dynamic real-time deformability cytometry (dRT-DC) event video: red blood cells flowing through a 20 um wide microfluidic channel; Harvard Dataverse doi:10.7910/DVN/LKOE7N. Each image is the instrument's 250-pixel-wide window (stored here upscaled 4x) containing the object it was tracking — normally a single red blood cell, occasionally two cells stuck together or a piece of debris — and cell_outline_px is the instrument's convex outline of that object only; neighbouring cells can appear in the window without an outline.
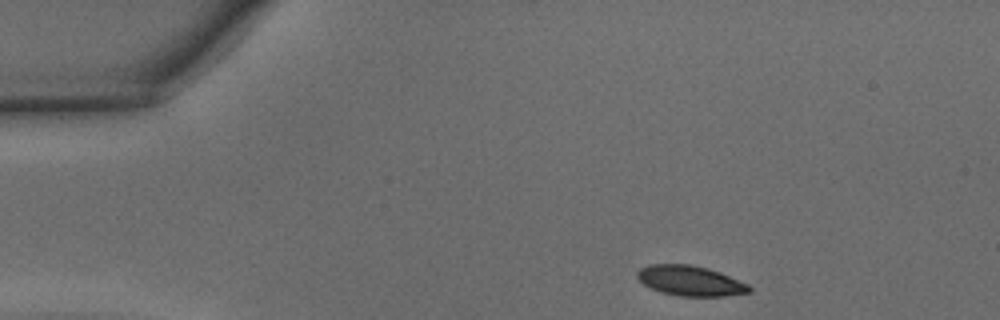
{"species": "common noctule bat (a hibernating species)", "species_latin": "Nyctalus noctula", "temperature_condition": "warm", "stored_images_in_passage": 31, "camera_frame_rate_fps": 3000, "um_per_image_px": 0.085, "animal": {"sex": "male", "body_mass_g": 15.6}, "frame": {"image": 1, "passage_image": 1, "time_ms": 0.0, "image_size_px": [1000, 320], "cell_outline_px": [[752, 292], [724, 296], [680, 296], [660, 292], [644, 284], [636, 276], [636, 272], [640, 268], [648, 264], [688, 264], [708, 268], [720, 272], [748, 284], [752, 288]], "centroid_in_image_um": [58.67, 23.86], "position_along_channel_um": 26.3, "area_um2": 19.71}}
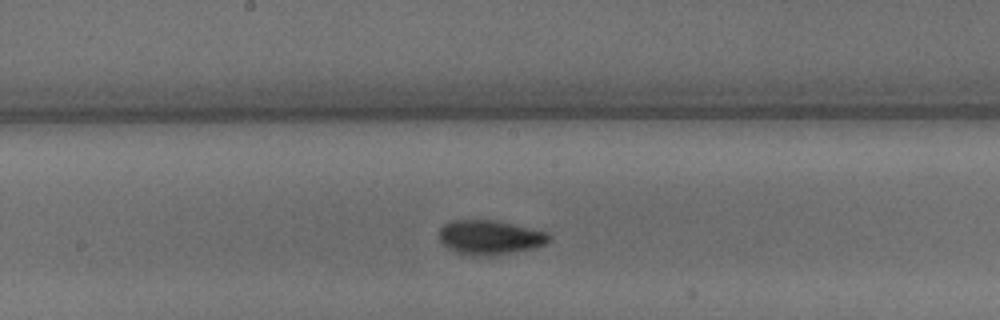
{"frame": {"image": 2, "passage_image": 18, "time_ms": 5.667, "image_size_px": [1000, 320], "cell_outline_px": [[552, 240], [544, 244], [532, 248], [488, 256], [472, 256], [456, 252], [448, 248], [440, 240], [440, 228], [444, 224], [452, 220], [492, 220], [512, 224], [548, 232], [552, 236]], "centroid_in_image_um": [41.64, 20.17], "position_along_channel_um": 206.6, "area_um2": 21.85}}
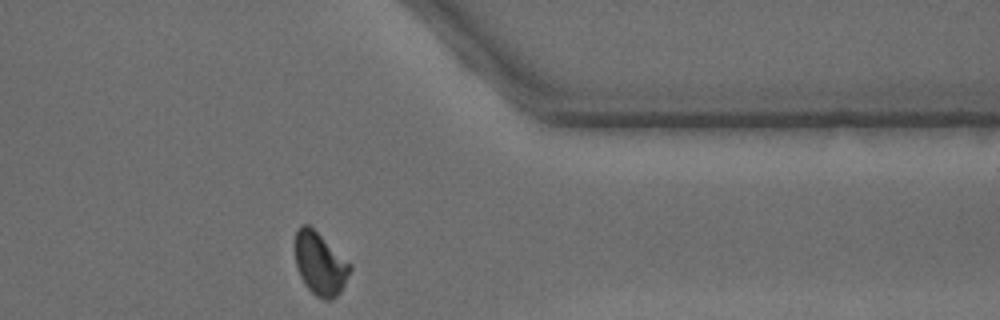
{"frame": {"image": 3, "passage_image": 31, "time_ms": 10.0, "image_size_px": [1000, 320], "cell_outline_px": [[352, 268], [340, 292], [332, 300], [324, 300], [316, 296], [304, 284], [296, 268], [296, 232], [300, 224], [308, 224], [352, 264]], "centroid_in_image_um": [27.21, 22.43], "position_along_channel_um": 384.2, "area_um2": 19.94}, "authors_computed_cell_mechanics": {"area_um2": 20.5768, "velocity_mm_per_s": 4.3637, "shape_relaxation_time_tau1_ms": 3.018, "shape_relaxation_time_tau2_ms": 2.8329, "deformation_change_tau1": 0.1149, "deformation_change_tau2": 0.0673}}